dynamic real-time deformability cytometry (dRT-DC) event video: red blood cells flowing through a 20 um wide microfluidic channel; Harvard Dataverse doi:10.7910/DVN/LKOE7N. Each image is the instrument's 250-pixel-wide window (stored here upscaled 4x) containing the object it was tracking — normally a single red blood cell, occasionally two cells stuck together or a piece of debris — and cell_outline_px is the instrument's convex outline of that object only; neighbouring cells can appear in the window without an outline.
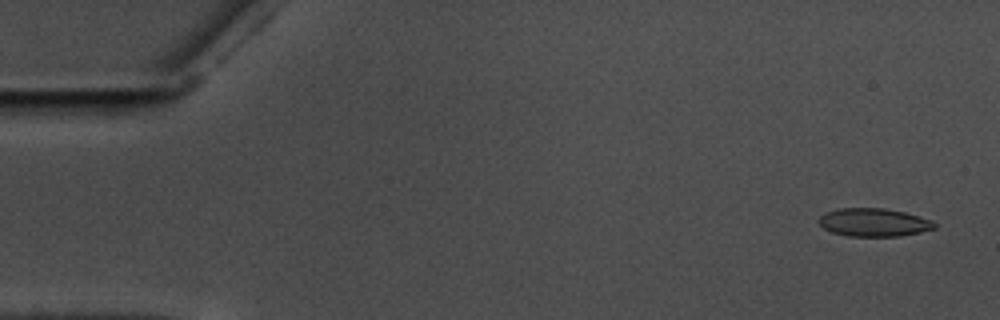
{"species": "common noctule bat (a hibernating species)", "species_latin": "Nyctalus noctula", "temperature_condition": "warm", "stored_images_in_passage": 58, "camera_frame_rate_fps": 3000, "um_per_image_px": 0.085, "animal": {"sex": "male", "body_mass_g": 17.5, "forearm_length_mm": 52.3}, "frame": {"image": 1, "passage_image": 3, "time_ms": 0.667, "image_size_px": [1000, 320], "cell_outline_px": [[936, 228], [920, 232], [900, 236], [848, 236], [832, 232], [824, 228], [816, 220], [824, 212], [836, 208], [884, 208], [904, 212], [920, 216], [932, 220], [936, 224]], "centroid_in_image_um": [74.25, 18.89], "position_along_channel_um": 10.7, "area_um2": 19.13}}
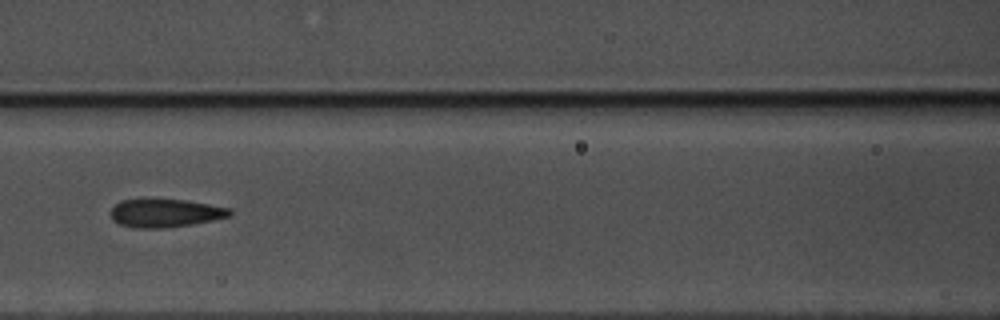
{"frame": {"image": 2, "passage_image": 26, "time_ms": 8.333, "image_size_px": [1000, 320], "cell_outline_px": [[232, 216], [192, 224], [164, 228], [132, 228], [120, 224], [112, 220], [112, 208], [116, 204], [124, 200], [184, 200], [232, 208]], "centroid_in_image_um": [14.09, 18.13], "position_along_channel_um": 152.5, "area_um2": 19.36}}
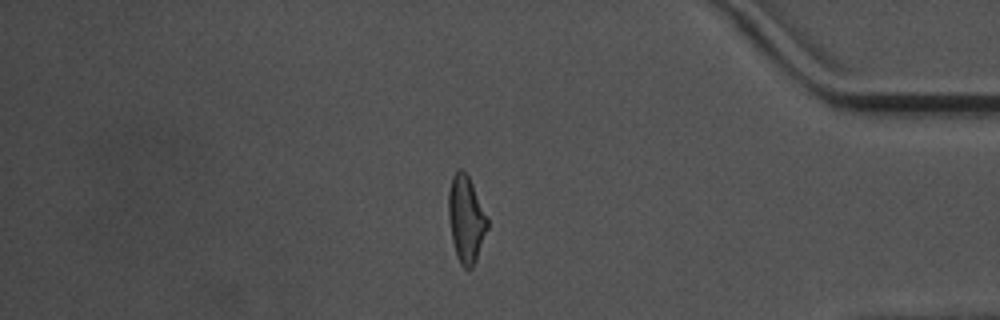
{"frame": {"image": 3, "passage_image": 49, "time_ms": 16.0, "image_size_px": [1000, 320], "cell_outline_px": [[488, 228], [476, 260], [472, 268], [464, 268], [460, 264], [456, 256], [452, 240], [448, 216], [448, 192], [452, 176], [460, 168], [464, 168], [472, 184], [488, 220]], "centroid_in_image_um": [39.6, 18.63], "position_along_channel_um": 395.6, "area_um2": 19.59}, "authors_computed_cell_mechanics": {"area_um2": 19.5364, "velocity_mm_per_s": 3.5734, "shape_relaxation_time_tau1_ms": 5.6568, "shape_relaxation_time_tau2_ms": 1.7614, "deformation_change_tau1": 0.1757, "deformation_change_tau2": 0.0958}}